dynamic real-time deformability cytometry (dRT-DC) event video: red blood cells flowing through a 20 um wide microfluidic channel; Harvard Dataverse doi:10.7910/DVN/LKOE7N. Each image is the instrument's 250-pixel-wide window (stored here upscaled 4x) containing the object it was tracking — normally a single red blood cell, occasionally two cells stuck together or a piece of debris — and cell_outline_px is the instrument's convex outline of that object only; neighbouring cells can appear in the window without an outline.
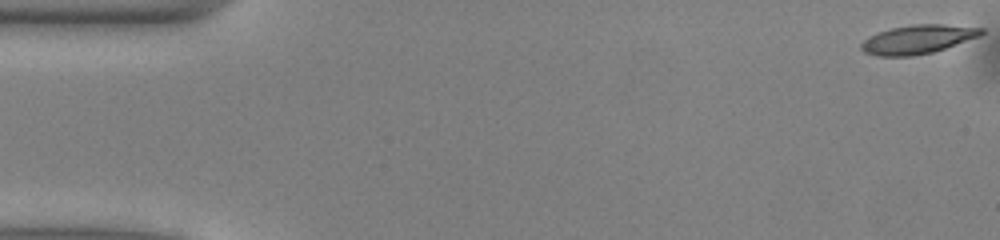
{"species": "common noctule bat (a hibernating species)", "species_latin": "Nyctalus noctula", "temperature_condition": "warm", "stored_images_in_passage": 51, "camera_frame_rate_fps": 3000, "um_per_image_px": 0.085, "animal": {"sex": "male", "body_mass_g": 13.0, "forearm_length_mm": 53.1}, "frame": {"image": 1, "passage_image": 1, "time_ms": 0.0, "image_size_px": [1000, 240], "cell_outline_px": [[984, 32], [980, 36], [932, 52], [912, 56], [880, 56], [864, 52], [860, 48], [860, 44], [864, 40], [880, 32], [892, 28], [912, 24], [944, 24], [984, 28]], "centroid_in_image_um": [78.03, 3.34], "position_along_channel_um": 7.0, "area_um2": 19.88}}
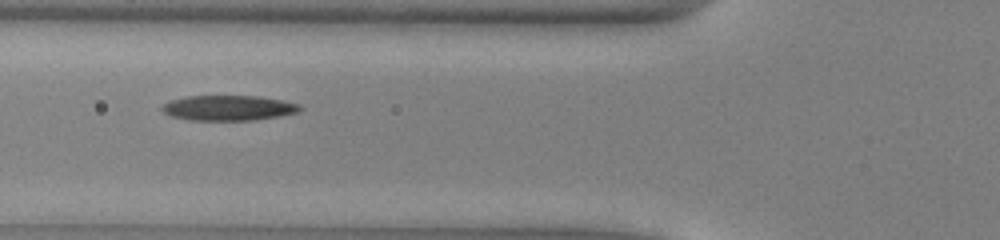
{"frame": {"image": 2, "passage_image": 19, "time_ms": 6.0, "image_size_px": [1000, 240], "cell_outline_px": [[304, 108], [300, 112], [280, 116], [256, 120], [188, 120], [172, 116], [164, 112], [160, 108], [164, 104], [172, 100], [188, 96], [260, 96], [284, 100], [300, 104]], "centroid_in_image_um": [19.5, 9.17], "position_along_channel_um": 106.3, "area_um2": 20.4}}
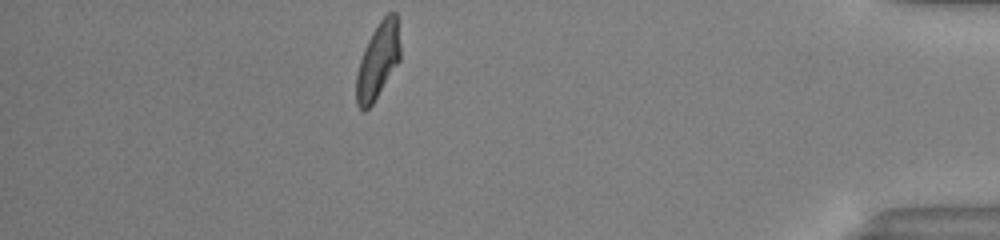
{"frame": {"image": 3, "passage_image": 45, "time_ms": 14.667, "image_size_px": [1000, 240], "cell_outline_px": [[400, 60], [372, 104], [364, 112], [356, 104], [356, 72], [364, 48], [372, 32], [380, 20], [388, 12], [396, 12], [400, 44]], "centroid_in_image_um": [32.11, 5.16], "position_along_channel_um": 403.1, "area_um2": 19.36}, "authors_computed_cell_mechanics": {"area_um2": 20.23, "velocity_mm_per_s": 4.0172, "shape_relaxation_time_tau1_ms": 4.2909, "shape_relaxation_time_tau2_ms": 2.4339, "deformation_change_tau1": 0.1702, "deformation_change_tau2": 0.1083}}